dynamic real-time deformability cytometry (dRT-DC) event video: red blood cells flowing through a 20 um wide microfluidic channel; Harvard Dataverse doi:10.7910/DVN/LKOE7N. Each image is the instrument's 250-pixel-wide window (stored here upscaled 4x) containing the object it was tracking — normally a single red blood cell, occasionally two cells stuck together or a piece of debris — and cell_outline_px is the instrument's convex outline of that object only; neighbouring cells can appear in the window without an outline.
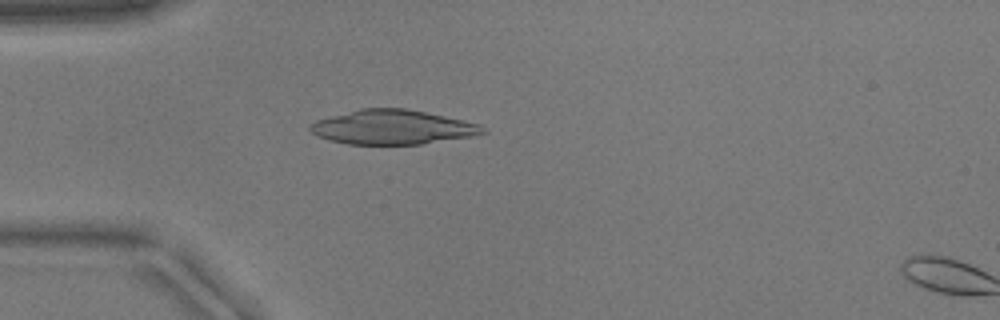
{"species": "common noctule bat (a hibernating species)", "species_latin": "Nyctalus noctula", "temperature_condition": "warm", "stored_images_in_passage": 4, "camera_frame_rate_fps": 3000, "um_per_image_px": 0.085, "animal": {"sex": "male", "body_mass_g": 17.9}, "frame": {"image": 1, "passage_image": 2, "time_ms": 0.333, "image_size_px": [1000, 320], "cell_outline_px": [[488, 132], [476, 136], [420, 144], [348, 144], [316, 136], [308, 128], [316, 120], [360, 108], [404, 108], [464, 120], [480, 124]], "centroid_in_image_um": [33.4, 10.81], "position_along_channel_um": 51.6, "area_um2": 34.51}}